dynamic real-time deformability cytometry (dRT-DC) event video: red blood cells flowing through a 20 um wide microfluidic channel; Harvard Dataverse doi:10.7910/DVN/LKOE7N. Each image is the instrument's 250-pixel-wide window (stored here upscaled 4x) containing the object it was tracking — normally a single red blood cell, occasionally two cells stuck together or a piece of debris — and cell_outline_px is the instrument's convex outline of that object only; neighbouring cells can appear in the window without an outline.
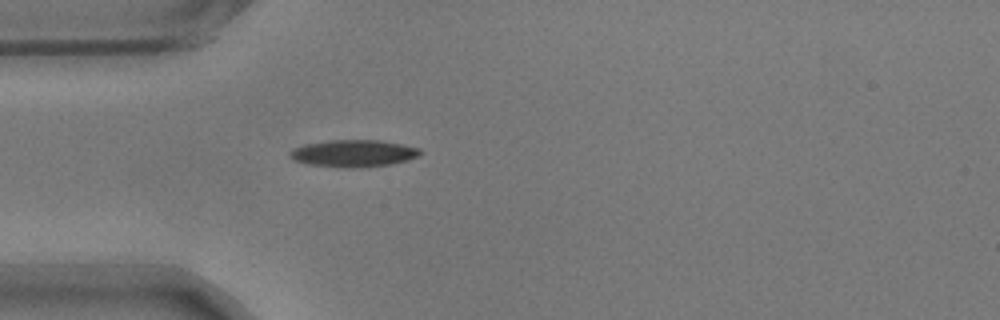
{"species": "common noctule bat (a hibernating species)", "species_latin": "Nyctalus noctula", "temperature_condition": "warm", "stored_images_in_passage": 42, "camera_frame_rate_fps": 3000, "um_per_image_px": 0.085, "animal": {"sex": "male", "body_mass_g": 17.9}, "frame": {"image": 1, "passage_image": 1, "time_ms": 0.0, "image_size_px": [1000, 320], "cell_outline_px": [[420, 152], [416, 156], [408, 160], [392, 164], [360, 168], [344, 168], [308, 164], [292, 160], [288, 156], [288, 152], [292, 148], [304, 144], [328, 140], [380, 140], [420, 148]], "centroid_in_image_um": [29.97, 13.04], "position_along_channel_um": 55.0, "area_um2": 20.75}}
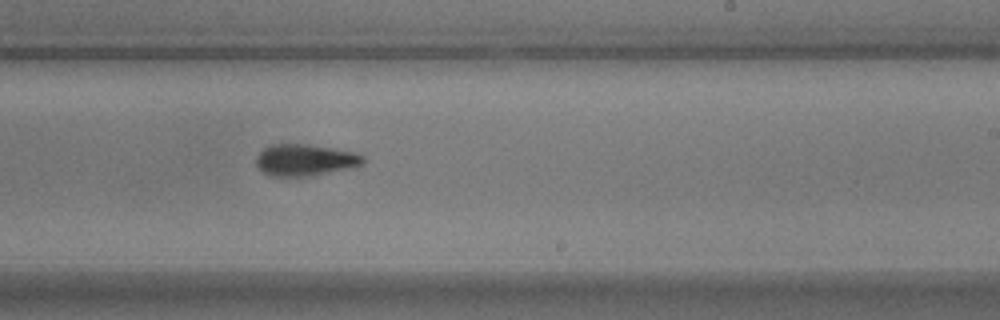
{"frame": {"image": 2, "passage_image": 19, "time_ms": 6.0, "image_size_px": [1000, 320], "cell_outline_px": [[364, 164], [352, 168], [312, 176], [268, 176], [256, 168], [256, 156], [264, 148], [272, 144], [304, 144], [332, 148], [356, 152], [364, 156]], "centroid_in_image_um": [25.92, 13.61], "position_along_channel_um": 263.1, "area_um2": 20.0}}
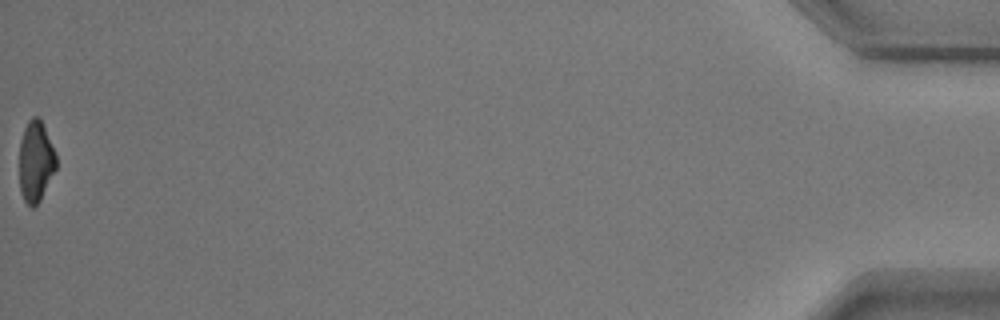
{"frame": {"image": 3, "passage_image": 42, "time_ms": 13.667, "image_size_px": [1000, 320], "cell_outline_px": [[56, 168], [40, 200], [32, 208], [24, 200], [20, 192], [20, 140], [24, 128], [28, 120], [32, 116], [36, 116], [40, 120], [56, 152]], "centroid_in_image_um": [3.03, 13.72], "position_along_channel_um": 432.2, "area_um2": 17.17}, "authors_computed_cell_mechanics": {"area_um2": 19.3919, "velocity_mm_per_s": 3.5446, "shape_relaxation_time_tau1_ms": 4.6561, "shape_relaxation_time_tau2_ms": 4.3428, "deformation_change_tau1": 0.1741, "deformation_change_tau2": 0.1217}}